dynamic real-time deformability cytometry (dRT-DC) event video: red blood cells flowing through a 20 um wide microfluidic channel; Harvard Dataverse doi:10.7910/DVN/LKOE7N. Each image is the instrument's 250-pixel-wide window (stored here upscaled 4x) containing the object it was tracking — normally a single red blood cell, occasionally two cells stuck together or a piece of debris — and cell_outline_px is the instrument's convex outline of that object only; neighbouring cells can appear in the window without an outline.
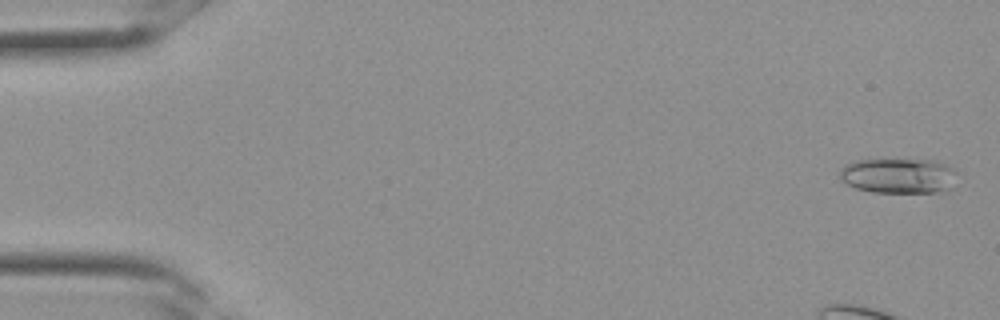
{"species": "Egyptian fruit bat (a non-hibernating species)", "species_latin": "Rousettus aegyptiacus", "temperature_condition": "room temperature", "stored_images_in_passage": 10, "camera_frame_rate_fps": 3000, "um_per_image_px": 0.085, "frame": {"image": 1, "passage_image": 1, "time_ms": 0.0, "image_size_px": [1000, 320], "cell_outline_px": [[956, 188], [944, 192], [872, 192], [856, 188], [840, 180], [840, 168], [844, 164], [856, 160], [936, 160], [952, 168], [956, 172]], "centroid_in_image_um": [76.42, 14.95], "position_along_channel_um": 8.6, "area_um2": 24.39}}